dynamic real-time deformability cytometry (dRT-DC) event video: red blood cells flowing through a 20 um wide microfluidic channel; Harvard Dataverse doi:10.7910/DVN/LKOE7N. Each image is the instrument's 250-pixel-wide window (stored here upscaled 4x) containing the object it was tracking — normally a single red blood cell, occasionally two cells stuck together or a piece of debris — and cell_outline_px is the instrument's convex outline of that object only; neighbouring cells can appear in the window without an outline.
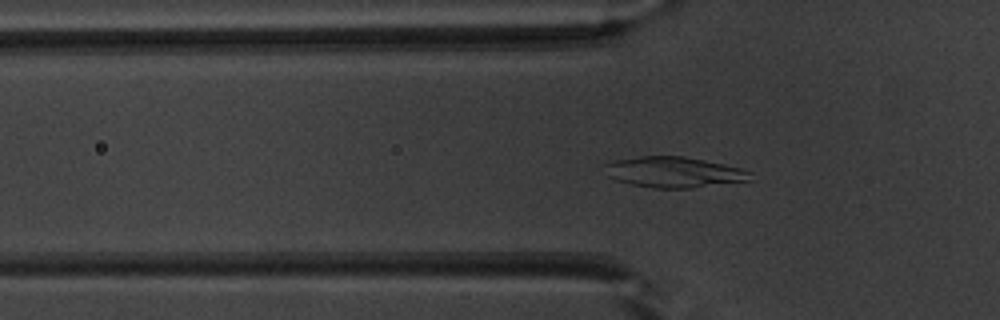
{"species": "common noctule bat (a hibernating species)", "species_latin": "Nyctalus noctula", "temperature_condition": "warm", "stored_images_in_passage": 52, "segment_of_instrument_passage": [1, 2], "camera_frame_rate_fps": 3000, "um_per_image_px": 0.085, "animal": {"sex": "male", "body_mass_g": 20.1, "forearm_length_mm": 53.5}, "frame": {"image": 1, "passage_image": 17, "time_ms": 5.333, "image_size_px": [1000, 320], "cell_outline_px": [[752, 172], [748, 180], [692, 188], [652, 188], [632, 184], [616, 180], [608, 176], [604, 164], [612, 160], [640, 156], [684, 156], [704, 160], [740, 168]], "centroid_in_image_um": [57.23, 14.63], "position_along_channel_um": 68.6, "area_um2": 25.84}}
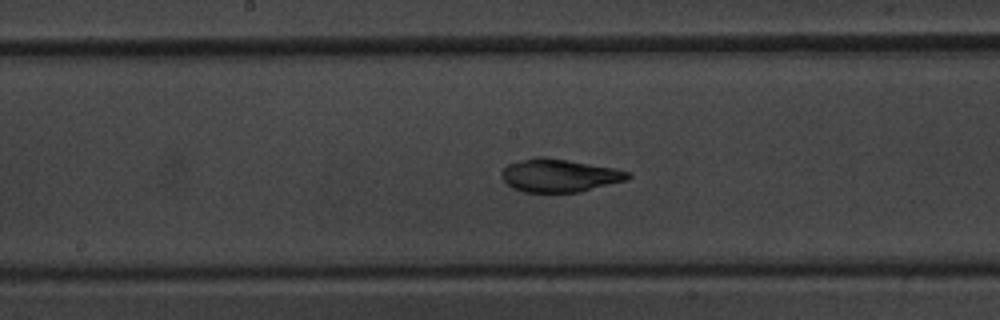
{"frame": {"image": 2, "passage_image": 27, "time_ms": 8.667, "image_size_px": [1000, 320], "cell_outline_px": [[632, 176], [628, 180], [580, 192], [524, 192], [512, 188], [500, 176], [500, 172], [508, 164], [536, 156], [544, 156], [612, 168], [632, 172]], "centroid_in_image_um": [47.55, 14.92], "position_along_channel_um": 200.6, "area_um2": 24.33}}
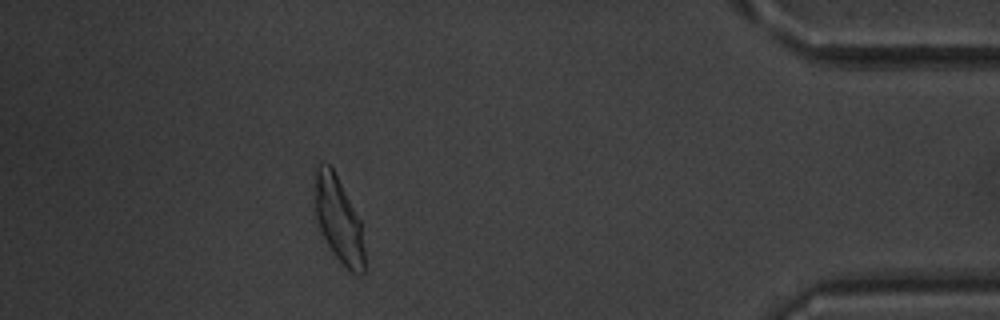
{"frame": {"image": 3, "passage_image": 46, "time_ms": 15.0, "image_size_px": [1000, 320], "cell_outline_px": [[364, 272], [360, 276], [352, 272], [332, 252], [316, 220], [316, 164], [320, 160], [328, 164], [332, 168], [360, 220], [364, 248]], "centroid_in_image_um": [28.79, 18.68], "position_along_channel_um": 406.4, "area_um2": 24.04}}